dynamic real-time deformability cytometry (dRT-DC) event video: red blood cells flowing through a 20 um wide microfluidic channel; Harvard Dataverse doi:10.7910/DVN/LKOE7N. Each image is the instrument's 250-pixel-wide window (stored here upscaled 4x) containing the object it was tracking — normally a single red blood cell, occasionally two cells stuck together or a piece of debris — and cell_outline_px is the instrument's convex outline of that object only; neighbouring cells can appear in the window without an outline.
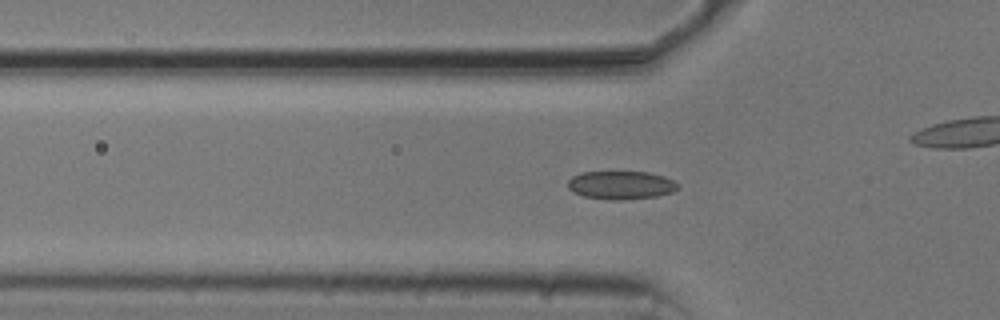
{"species": "common noctule bat (a hibernating species)", "species_latin": "Nyctalus noctula", "temperature_condition": "cold", "stored_images_in_passage": 55, "camera_frame_rate_fps": 3000, "um_per_image_px": 0.085, "animal": {"sex": "male", "body_mass_g": 20.5, "forearm_length_mm": 52.5}, "frame": {"image": 1, "passage_image": 18, "time_ms": 5.667, "image_size_px": [1000, 320], "cell_outline_px": [[680, 188], [672, 192], [656, 196], [624, 200], [616, 200], [584, 196], [568, 188], [568, 180], [572, 176], [580, 172], [648, 172], [664, 176], [680, 184]], "centroid_in_image_um": [52.82, 15.72], "position_along_channel_um": 73.0, "area_um2": 18.09}}
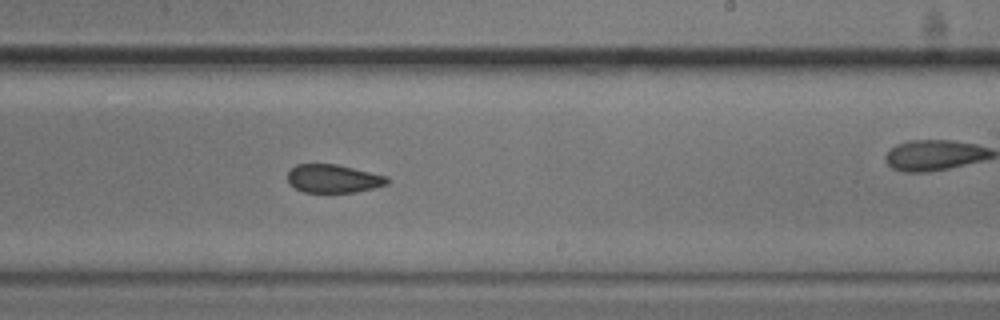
{"frame": {"image": 2, "passage_image": 33, "time_ms": 10.667, "image_size_px": [1000, 320], "cell_outline_px": [[388, 184], [356, 192], [304, 192], [296, 188], [288, 180], [288, 172], [296, 164], [336, 164], [388, 176]], "centroid_in_image_um": [28.35, 15.18], "position_along_channel_um": 260.7, "area_um2": 16.24}}
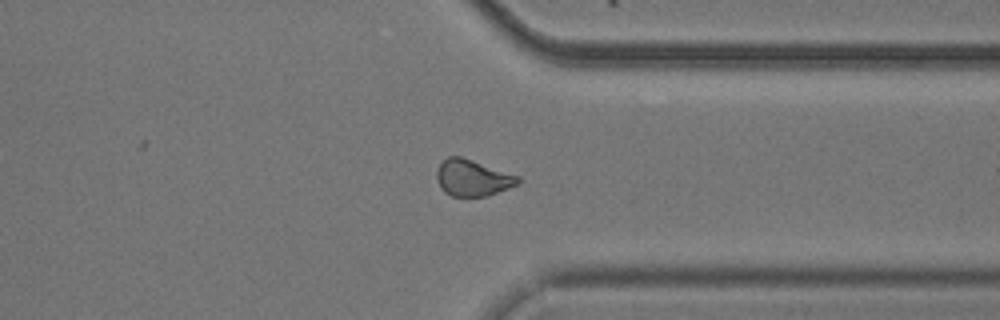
{"frame": {"image": 3, "passage_image": 42, "time_ms": 13.667, "image_size_px": [1000, 320], "cell_outline_px": [[520, 184], [488, 196], [452, 196], [444, 192], [436, 176], [436, 172], [440, 164], [448, 156], [460, 156], [520, 176]], "centroid_in_image_um": [40.2, 15.12], "position_along_channel_um": 371.2, "area_um2": 17.17}, "authors_computed_cell_mechanics": {"area_um2": 17.9758, "velocity_mm_per_s": 3.7392, "shape_relaxation_time_tau1_ms": null, "shape_relaxation_time_tau2_ms": 3.4968, "deformation_change_tau1": null, "deformation_change_tau2": 0.085}}